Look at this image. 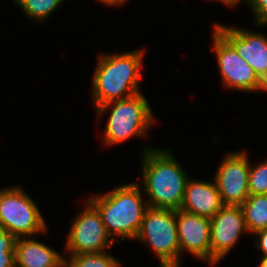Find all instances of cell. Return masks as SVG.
Returning a JSON list of instances; mask_svg holds the SVG:
<instances>
[{"label":"cell","instance_id":"6da1fadb","mask_svg":"<svg viewBox=\"0 0 267 267\" xmlns=\"http://www.w3.org/2000/svg\"><path fill=\"white\" fill-rule=\"evenodd\" d=\"M142 188L151 208L179 210L190 178L169 149H143Z\"/></svg>","mask_w":267,"mask_h":267},{"label":"cell","instance_id":"7a4b0ae2","mask_svg":"<svg viewBox=\"0 0 267 267\" xmlns=\"http://www.w3.org/2000/svg\"><path fill=\"white\" fill-rule=\"evenodd\" d=\"M143 50L101 54L93 73L92 96L95 108L140 93Z\"/></svg>","mask_w":267,"mask_h":267},{"label":"cell","instance_id":"3957f363","mask_svg":"<svg viewBox=\"0 0 267 267\" xmlns=\"http://www.w3.org/2000/svg\"><path fill=\"white\" fill-rule=\"evenodd\" d=\"M140 187L138 182H132L87 198L99 211L110 236L121 237V240L136 238L149 208L148 202L142 199Z\"/></svg>","mask_w":267,"mask_h":267},{"label":"cell","instance_id":"277c9868","mask_svg":"<svg viewBox=\"0 0 267 267\" xmlns=\"http://www.w3.org/2000/svg\"><path fill=\"white\" fill-rule=\"evenodd\" d=\"M109 108L111 110L103 133L105 146L116 145L132 137L145 136L155 123L153 111L141 92L126 99L98 106L96 108L98 117Z\"/></svg>","mask_w":267,"mask_h":267},{"label":"cell","instance_id":"5b68a950","mask_svg":"<svg viewBox=\"0 0 267 267\" xmlns=\"http://www.w3.org/2000/svg\"><path fill=\"white\" fill-rule=\"evenodd\" d=\"M135 239L149 244L160 260L159 267H181L176 210L149 207Z\"/></svg>","mask_w":267,"mask_h":267},{"label":"cell","instance_id":"8992f818","mask_svg":"<svg viewBox=\"0 0 267 267\" xmlns=\"http://www.w3.org/2000/svg\"><path fill=\"white\" fill-rule=\"evenodd\" d=\"M0 229L16 238L47 233L42 213L21 186L0 190Z\"/></svg>","mask_w":267,"mask_h":267},{"label":"cell","instance_id":"52a82bcc","mask_svg":"<svg viewBox=\"0 0 267 267\" xmlns=\"http://www.w3.org/2000/svg\"><path fill=\"white\" fill-rule=\"evenodd\" d=\"M86 207L77 214L68 232L65 249L68 254L102 253L114 244L102 222L97 208L88 200Z\"/></svg>","mask_w":267,"mask_h":267},{"label":"cell","instance_id":"ba28073f","mask_svg":"<svg viewBox=\"0 0 267 267\" xmlns=\"http://www.w3.org/2000/svg\"><path fill=\"white\" fill-rule=\"evenodd\" d=\"M213 50L223 86L245 92L267 91V85L256 75L252 67L235 48L213 27Z\"/></svg>","mask_w":267,"mask_h":267},{"label":"cell","instance_id":"9c48e42d","mask_svg":"<svg viewBox=\"0 0 267 267\" xmlns=\"http://www.w3.org/2000/svg\"><path fill=\"white\" fill-rule=\"evenodd\" d=\"M250 163L243 151L226 154L213 180L223 205H239L249 197Z\"/></svg>","mask_w":267,"mask_h":267},{"label":"cell","instance_id":"30bf717a","mask_svg":"<svg viewBox=\"0 0 267 267\" xmlns=\"http://www.w3.org/2000/svg\"><path fill=\"white\" fill-rule=\"evenodd\" d=\"M247 233L244 214L239 205H223L210 219L211 266L218 264Z\"/></svg>","mask_w":267,"mask_h":267},{"label":"cell","instance_id":"8fae6325","mask_svg":"<svg viewBox=\"0 0 267 267\" xmlns=\"http://www.w3.org/2000/svg\"><path fill=\"white\" fill-rule=\"evenodd\" d=\"M213 27L235 48L267 85V37L258 32L216 23Z\"/></svg>","mask_w":267,"mask_h":267},{"label":"cell","instance_id":"7c38bea8","mask_svg":"<svg viewBox=\"0 0 267 267\" xmlns=\"http://www.w3.org/2000/svg\"><path fill=\"white\" fill-rule=\"evenodd\" d=\"M176 223L180 252L186 250L211 266L210 218L179 209L176 210Z\"/></svg>","mask_w":267,"mask_h":267},{"label":"cell","instance_id":"4fadbf2b","mask_svg":"<svg viewBox=\"0 0 267 267\" xmlns=\"http://www.w3.org/2000/svg\"><path fill=\"white\" fill-rule=\"evenodd\" d=\"M222 206L215 182L188 179L180 209L211 219Z\"/></svg>","mask_w":267,"mask_h":267},{"label":"cell","instance_id":"5bb4252c","mask_svg":"<svg viewBox=\"0 0 267 267\" xmlns=\"http://www.w3.org/2000/svg\"><path fill=\"white\" fill-rule=\"evenodd\" d=\"M15 267H58L66 258L49 246L30 237L17 238Z\"/></svg>","mask_w":267,"mask_h":267},{"label":"cell","instance_id":"9a60e30c","mask_svg":"<svg viewBox=\"0 0 267 267\" xmlns=\"http://www.w3.org/2000/svg\"><path fill=\"white\" fill-rule=\"evenodd\" d=\"M241 208L249 233L267 228V194L249 195Z\"/></svg>","mask_w":267,"mask_h":267},{"label":"cell","instance_id":"2e32d148","mask_svg":"<svg viewBox=\"0 0 267 267\" xmlns=\"http://www.w3.org/2000/svg\"><path fill=\"white\" fill-rule=\"evenodd\" d=\"M63 1L65 0H13L29 18L40 23L56 11Z\"/></svg>","mask_w":267,"mask_h":267},{"label":"cell","instance_id":"e0dca14e","mask_svg":"<svg viewBox=\"0 0 267 267\" xmlns=\"http://www.w3.org/2000/svg\"><path fill=\"white\" fill-rule=\"evenodd\" d=\"M66 263L67 267H121L120 262L106 251L71 255Z\"/></svg>","mask_w":267,"mask_h":267},{"label":"cell","instance_id":"ac0fdd59","mask_svg":"<svg viewBox=\"0 0 267 267\" xmlns=\"http://www.w3.org/2000/svg\"><path fill=\"white\" fill-rule=\"evenodd\" d=\"M249 195L267 194V160L249 168Z\"/></svg>","mask_w":267,"mask_h":267},{"label":"cell","instance_id":"d6986e66","mask_svg":"<svg viewBox=\"0 0 267 267\" xmlns=\"http://www.w3.org/2000/svg\"><path fill=\"white\" fill-rule=\"evenodd\" d=\"M17 238L0 229V267H15V243Z\"/></svg>","mask_w":267,"mask_h":267},{"label":"cell","instance_id":"ffe728a7","mask_svg":"<svg viewBox=\"0 0 267 267\" xmlns=\"http://www.w3.org/2000/svg\"><path fill=\"white\" fill-rule=\"evenodd\" d=\"M249 7L256 19V26H263L267 24V0H248Z\"/></svg>","mask_w":267,"mask_h":267},{"label":"cell","instance_id":"44dd1931","mask_svg":"<svg viewBox=\"0 0 267 267\" xmlns=\"http://www.w3.org/2000/svg\"><path fill=\"white\" fill-rule=\"evenodd\" d=\"M254 235L258 237V239L256 240V247L262 250V257H267V228L257 231L256 233H254Z\"/></svg>","mask_w":267,"mask_h":267},{"label":"cell","instance_id":"7402d4cb","mask_svg":"<svg viewBox=\"0 0 267 267\" xmlns=\"http://www.w3.org/2000/svg\"><path fill=\"white\" fill-rule=\"evenodd\" d=\"M100 2H102L105 5H109V6H118V5H123L126 3V1L128 0H99Z\"/></svg>","mask_w":267,"mask_h":267},{"label":"cell","instance_id":"603a6c76","mask_svg":"<svg viewBox=\"0 0 267 267\" xmlns=\"http://www.w3.org/2000/svg\"><path fill=\"white\" fill-rule=\"evenodd\" d=\"M212 1V0H211ZM214 1V0H213ZM215 1H221L222 3L228 5V7H233L235 5H237L240 1L242 0H215ZM246 3H248V0L245 1Z\"/></svg>","mask_w":267,"mask_h":267},{"label":"cell","instance_id":"cb8c5ba5","mask_svg":"<svg viewBox=\"0 0 267 267\" xmlns=\"http://www.w3.org/2000/svg\"><path fill=\"white\" fill-rule=\"evenodd\" d=\"M259 267H267V257H261Z\"/></svg>","mask_w":267,"mask_h":267},{"label":"cell","instance_id":"d4e9b609","mask_svg":"<svg viewBox=\"0 0 267 267\" xmlns=\"http://www.w3.org/2000/svg\"><path fill=\"white\" fill-rule=\"evenodd\" d=\"M58 267H67L66 259Z\"/></svg>","mask_w":267,"mask_h":267}]
</instances>
